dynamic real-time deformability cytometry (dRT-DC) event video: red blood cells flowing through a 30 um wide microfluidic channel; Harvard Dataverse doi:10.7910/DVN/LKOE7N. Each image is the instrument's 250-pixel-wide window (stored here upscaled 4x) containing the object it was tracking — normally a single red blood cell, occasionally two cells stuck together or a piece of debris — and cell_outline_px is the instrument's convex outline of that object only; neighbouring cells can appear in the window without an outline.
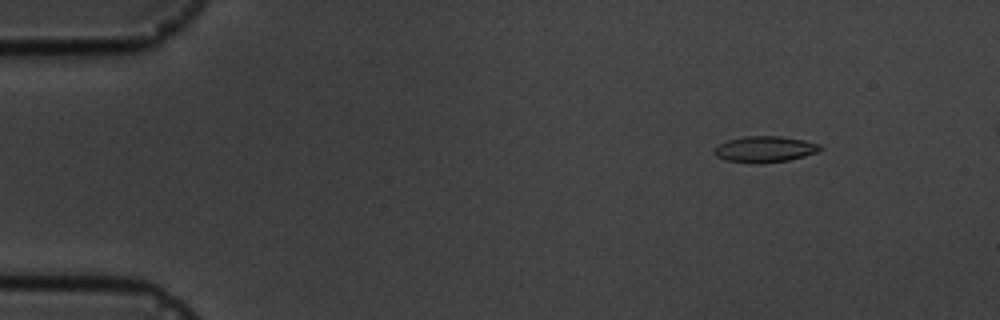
{"species": "common noctule bat (a hibernating species)", "species_latin": "Nyctalus noctula", "temperature_condition": "cold", "stored_images_in_passage": 5, "camera_frame_rate_fps": 3000, "um_per_image_px": 0.085, "animal": {"sex": "male", "body_mass_g": 19.5, "forearm_length_mm": 54.6}, "frame": {"image": 1, "passage_image": 2, "time_ms": 1.0, "image_size_px": [1000, 320], "cell_outline_px": [[824, 148], [816, 152], [804, 156], [788, 160], [760, 164], [752, 164], [724, 160], [716, 156], [712, 152], [716, 144], [728, 140], [744, 136], [780, 136], [804, 140], [820, 144]], "centroid_in_image_um": [64.96, 12.69], "position_along_channel_um": 20.0, "area_um2": 16.42}}